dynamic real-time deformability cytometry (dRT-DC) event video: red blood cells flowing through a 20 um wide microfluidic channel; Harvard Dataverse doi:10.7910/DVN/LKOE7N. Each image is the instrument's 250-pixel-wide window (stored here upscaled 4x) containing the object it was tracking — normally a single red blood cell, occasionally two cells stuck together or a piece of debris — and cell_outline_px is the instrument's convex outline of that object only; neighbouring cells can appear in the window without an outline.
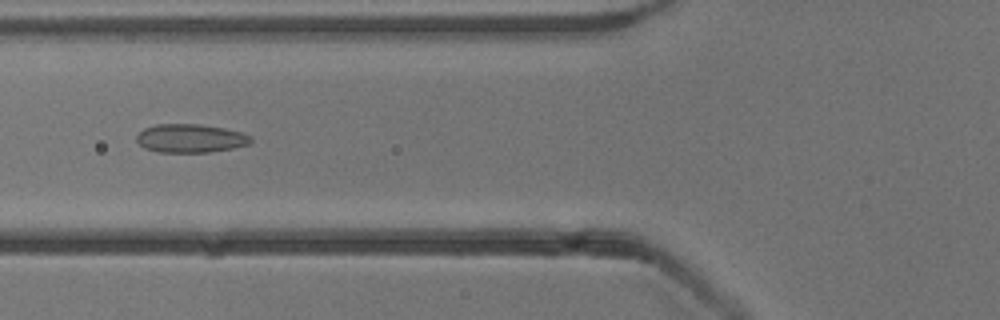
{"species": "common noctule bat (a hibernating species)", "species_latin": "Nyctalus noctula", "temperature_condition": "cold", "stored_images_in_passage": 4, "camera_frame_rate_fps": 3000, "um_per_image_px": 0.085, "animal": {"sex": "male", "body_mass_g": 13.3}, "frame": {"image": 1, "passage_image": 4, "time_ms": 3.333, "image_size_px": [1000, 320], "cell_outline_px": [[252, 140], [248, 144], [232, 148], [208, 152], [156, 152], [144, 148], [136, 140], [136, 136], [144, 128], [156, 124], [200, 124], [224, 128], [240, 132], [252, 136]], "centroid_in_image_um": [16.16, 11.75], "position_along_channel_um": 109.6, "area_um2": 18.96}}